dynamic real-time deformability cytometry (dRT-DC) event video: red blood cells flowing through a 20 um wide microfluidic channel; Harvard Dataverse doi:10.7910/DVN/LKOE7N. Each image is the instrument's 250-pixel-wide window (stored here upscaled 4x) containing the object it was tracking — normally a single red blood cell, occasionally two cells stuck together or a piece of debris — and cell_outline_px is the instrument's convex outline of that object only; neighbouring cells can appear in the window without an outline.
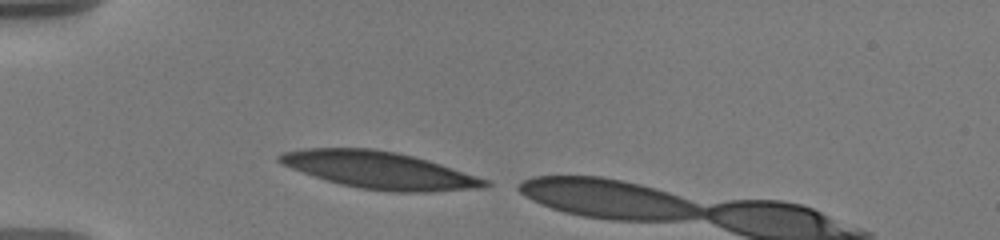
{"species": "human", "species_latin": "Homo sapiens", "temperature_condition": "warm", "stored_images_in_passage": 8, "camera_frame_rate_fps": 3000, "um_per_image_px": 0.085, "donor": {"sex": "male"}, "frame": {"image": 1, "passage_image": 1, "time_ms": 0.0, "image_size_px": [1000, 240], "cell_outline_px": [[492, 184], [484, 188], [432, 192], [396, 192], [360, 188], [340, 184], [292, 168], [276, 160], [276, 156], [280, 152], [304, 148], [372, 148], [396, 152], [428, 160], [492, 180]], "centroid_in_image_um": [32.32, 14.46], "position_along_channel_um": 52.7, "area_um2": 44.51}}
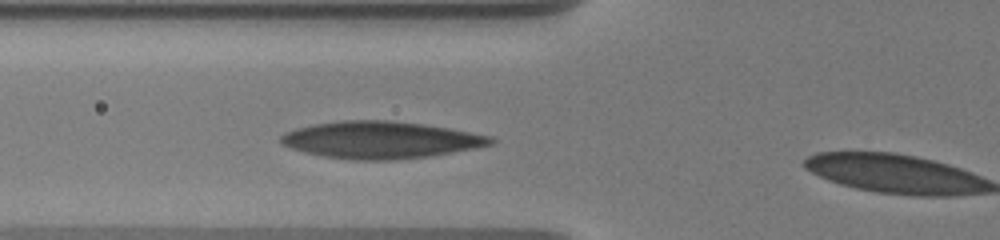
{"frame": {"image": 2, "passage_image": 7, "time_ms": 1.667, "image_size_px": [1000, 240], "cell_outline_px": [[496, 140], [492, 144], [472, 148], [428, 156], [388, 160], [360, 160], [324, 156], [304, 152], [280, 144], [280, 136], [284, 132], [296, 128], [312, 124], [344, 120], [388, 120], [424, 124], [448, 128], [492, 136]], "centroid_in_image_um": [32.3, 11.88], "position_along_channel_um": 93.5, "area_um2": 44.97}}